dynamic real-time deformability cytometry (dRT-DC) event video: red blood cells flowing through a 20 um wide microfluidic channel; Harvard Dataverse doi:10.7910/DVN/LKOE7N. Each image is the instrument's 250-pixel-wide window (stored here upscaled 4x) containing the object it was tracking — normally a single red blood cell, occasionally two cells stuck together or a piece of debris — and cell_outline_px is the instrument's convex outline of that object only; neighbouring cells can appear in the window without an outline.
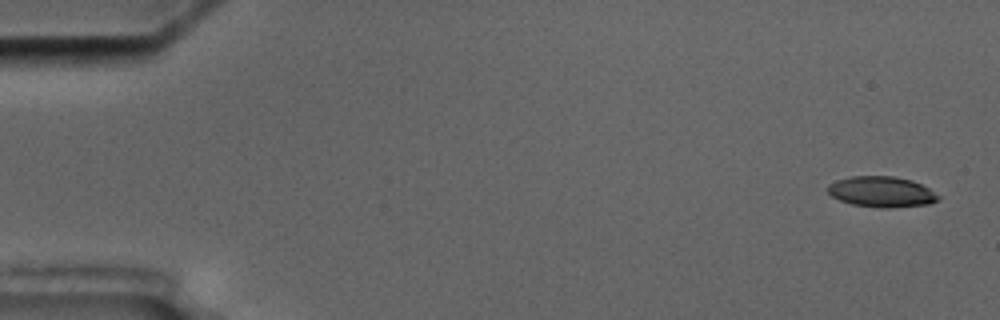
{"species": "common noctule bat (a hibernating species)", "species_latin": "Nyctalus noctula", "temperature_condition": "cold", "stored_images_in_passage": 5, "camera_frame_rate_fps": 3000, "um_per_image_px": 0.085, "animal": {"sex": "male", "body_mass_g": 17.5, "forearm_length_mm": 52.3}, "frame": {"image": 1, "passage_image": 1, "time_ms": 0.0, "image_size_px": [1000, 320], "cell_outline_px": [[940, 200], [928, 204], [888, 208], [880, 208], [852, 204], [840, 200], [832, 196], [828, 192], [828, 184], [836, 180], [852, 176], [892, 176], [912, 180], [928, 188], [940, 196]], "centroid_in_image_um": [74.93, 16.3], "position_along_channel_um": 10.1, "area_um2": 19.71}}
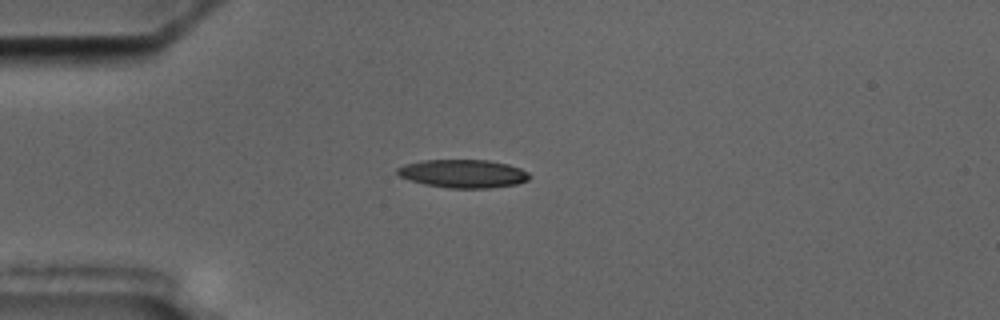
{"frame": {"image": 2, "passage_image": 5, "time_ms": 4.333, "image_size_px": [1000, 320], "cell_outline_px": [[532, 176], [528, 180], [516, 184], [488, 188], [448, 188], [424, 184], [400, 176], [396, 172], [396, 168], [404, 164], [420, 160], [488, 160], [508, 164], [520, 168], [528, 172]], "centroid_in_image_um": [39.37, 14.75], "position_along_channel_um": 45.6, "area_um2": 21.79}}